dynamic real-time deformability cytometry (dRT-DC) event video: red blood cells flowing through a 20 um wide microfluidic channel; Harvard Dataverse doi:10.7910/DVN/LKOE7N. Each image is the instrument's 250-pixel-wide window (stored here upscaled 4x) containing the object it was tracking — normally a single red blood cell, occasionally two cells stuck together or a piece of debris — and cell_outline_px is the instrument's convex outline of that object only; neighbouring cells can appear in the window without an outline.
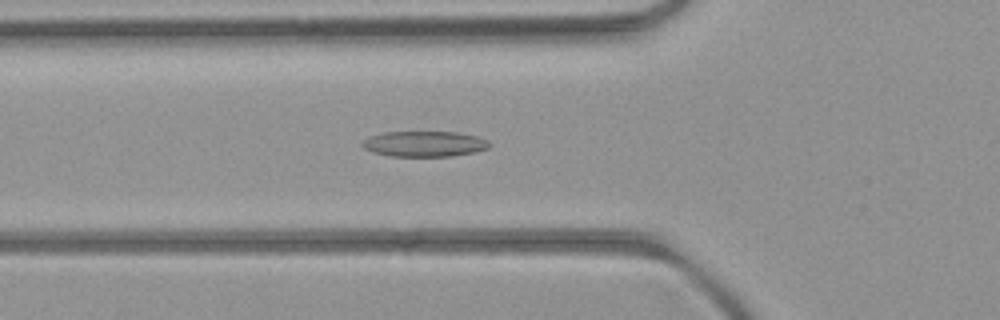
{"species": "common noctule bat (a hibernating species)", "species_latin": "Nyctalus noctula", "temperature_condition": "room temperature", "stored_images_in_passage": 49, "camera_frame_rate_fps": 3000, "um_per_image_px": 0.085, "animal": {"sex": "female", "body_mass_g": 21.9}, "frame": {"image": 1, "passage_image": 19, "time_ms": 6.0, "image_size_px": [1000, 320], "cell_outline_px": [[488, 148], [476, 152], [452, 156], [388, 156], [372, 152], [364, 148], [360, 144], [368, 136], [384, 132], [456, 132], [476, 136], [488, 140]], "centroid_in_image_um": [36.03, 12.23], "position_along_channel_um": 89.8, "area_um2": 18.96}}
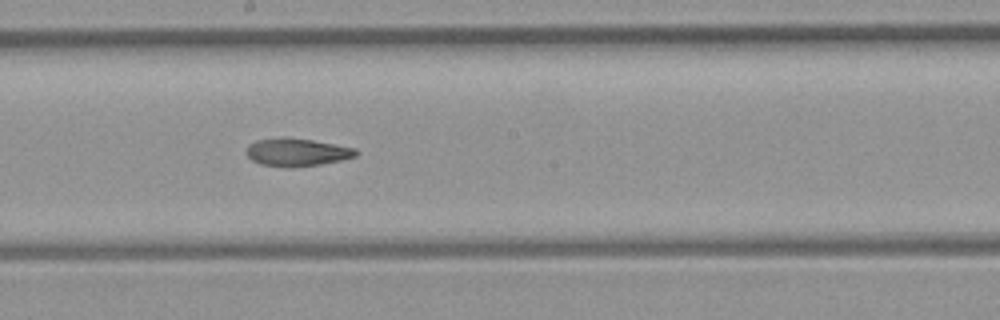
{"frame": {"image": 2, "passage_image": 29, "time_ms": 9.333, "image_size_px": [1000, 320], "cell_outline_px": [[360, 152], [356, 156], [340, 160], [320, 164], [260, 164], [252, 160], [244, 152], [248, 144], [256, 140], [280, 136], [284, 136], [312, 140], [356, 148]], "centroid_in_image_um": [25.22, 12.87], "position_along_channel_um": 223.0, "area_um2": 17.22}}
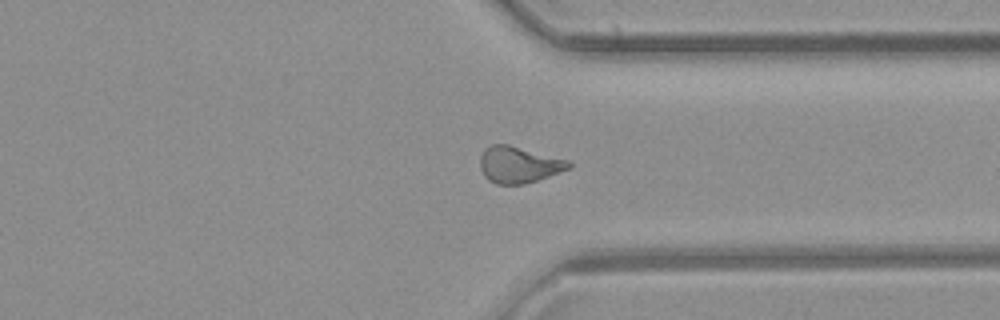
{"frame": {"image": 3, "passage_image": 40, "time_ms": 13.0, "image_size_px": [1000, 320], "cell_outline_px": [[572, 168], [524, 184], [496, 184], [488, 180], [484, 176], [480, 168], [480, 156], [484, 148], [492, 144], [508, 144], [568, 160], [572, 164]], "centroid_in_image_um": [44.07, 13.99], "position_along_channel_um": 367.3, "area_um2": 18.84}}